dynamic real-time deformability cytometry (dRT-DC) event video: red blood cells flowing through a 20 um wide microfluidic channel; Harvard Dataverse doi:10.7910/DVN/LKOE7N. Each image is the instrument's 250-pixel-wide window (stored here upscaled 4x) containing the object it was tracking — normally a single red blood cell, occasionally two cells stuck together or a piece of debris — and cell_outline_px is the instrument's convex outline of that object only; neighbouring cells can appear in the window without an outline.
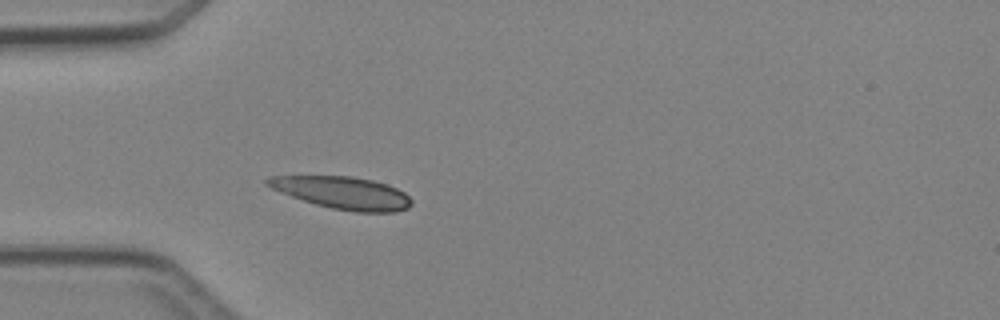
{"species": "Egyptian fruit bat (a non-hibernating species)", "species_latin": "Rousettus aegyptiacus", "temperature_condition": "cold", "stored_images_in_passage": 3, "camera_frame_rate_fps": 3000, "um_per_image_px": 0.085, "animal": {"sex": "female"}, "frame": {"image": 1, "passage_image": 3, "time_ms": 3.333, "image_size_px": [1000, 320], "cell_outline_px": [[412, 204], [408, 208], [396, 212], [356, 212], [332, 208], [316, 204], [280, 192], [264, 184], [264, 180], [272, 176], [352, 176], [372, 180], [388, 184], [404, 192], [412, 200]], "centroid_in_image_um": [29.15, 16.38], "position_along_channel_um": 55.9, "area_um2": 27.05}}